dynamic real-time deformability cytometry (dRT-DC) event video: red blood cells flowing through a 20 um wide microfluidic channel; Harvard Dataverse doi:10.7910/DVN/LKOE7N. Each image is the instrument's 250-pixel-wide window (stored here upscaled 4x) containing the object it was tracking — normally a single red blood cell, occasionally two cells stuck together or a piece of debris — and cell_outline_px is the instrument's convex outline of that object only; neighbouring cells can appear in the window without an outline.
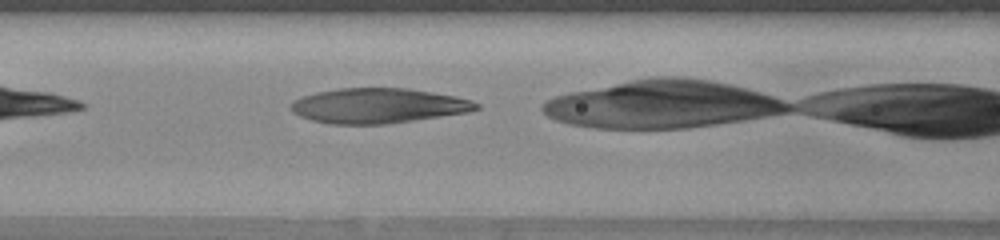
{"species": "human", "species_latin": "Homo sapiens", "temperature_condition": "warm", "stored_images_in_passage": 22, "camera_frame_rate_fps": 3000, "um_per_image_px": 0.085, "donor": {"sex": "female"}, "frame": {"image": 1, "passage_image": 4, "time_ms": 1.0, "image_size_px": [1000, 240], "cell_outline_px": [[480, 108], [468, 112], [384, 124], [332, 124], [312, 120], [300, 116], [292, 108], [292, 104], [296, 100], [304, 96], [316, 92], [340, 88], [408, 88], [456, 96], [472, 100], [480, 104]], "centroid_in_image_um": [32.2, 8.98], "position_along_channel_um": 134.4, "area_um2": 37.34}}